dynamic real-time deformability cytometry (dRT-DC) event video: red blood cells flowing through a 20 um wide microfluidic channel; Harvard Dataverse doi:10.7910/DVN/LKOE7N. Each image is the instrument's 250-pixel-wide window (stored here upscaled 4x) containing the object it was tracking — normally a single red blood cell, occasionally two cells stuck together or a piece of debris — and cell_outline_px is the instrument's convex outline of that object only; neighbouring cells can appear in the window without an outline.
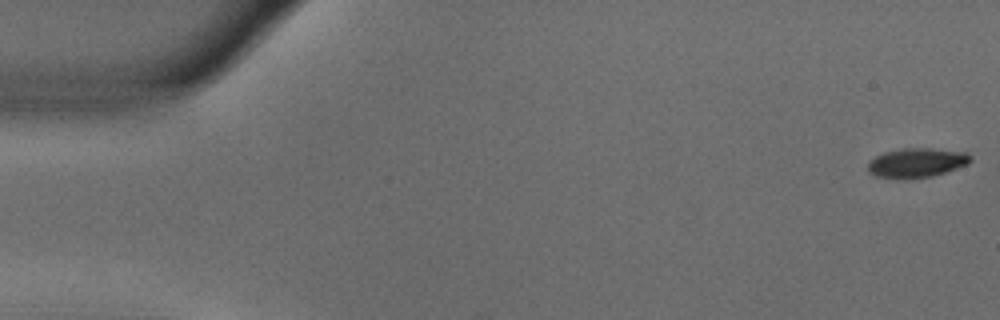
{"species": "common noctule bat (a hibernating species)", "species_latin": "Nyctalus noctula", "temperature_condition": "warm", "stored_images_in_passage": 6, "camera_frame_rate_fps": 3000, "um_per_image_px": 0.085, "animal": {"sex": "male", "body_mass_g": 18.8}, "frame": {"image": 1, "passage_image": 1, "time_ms": 0.0, "image_size_px": [1000, 320], "cell_outline_px": [[972, 160], [968, 164], [932, 176], [876, 176], [868, 172], [868, 160], [884, 152], [904, 148], [928, 148], [968, 152], [972, 156]], "centroid_in_image_um": [77.95, 13.78], "position_along_channel_um": 7.0, "area_um2": 16.99}}